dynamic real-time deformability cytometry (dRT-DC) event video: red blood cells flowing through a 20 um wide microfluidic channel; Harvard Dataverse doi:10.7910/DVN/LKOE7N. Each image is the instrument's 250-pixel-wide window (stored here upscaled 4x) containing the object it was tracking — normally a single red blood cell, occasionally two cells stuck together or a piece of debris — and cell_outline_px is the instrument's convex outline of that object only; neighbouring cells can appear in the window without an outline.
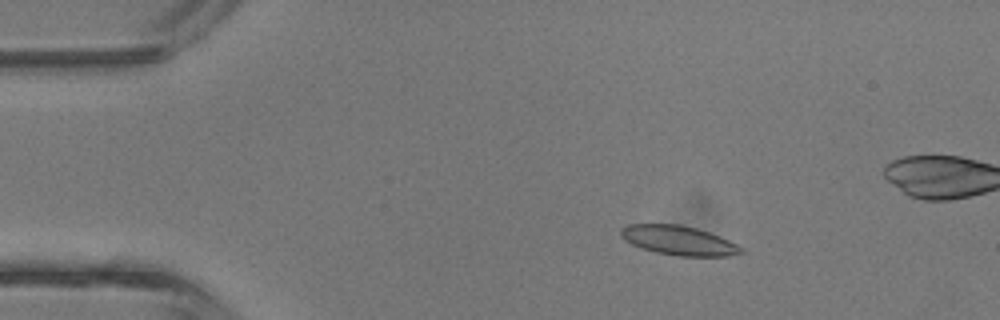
{"species": "common noctule bat (a hibernating species)", "species_latin": "Nyctalus noctula", "temperature_condition": "room temperature", "stored_images_in_passage": 14, "camera_frame_rate_fps": 3000, "um_per_image_px": 0.085, "animal": {"sex": "male", "body_mass_g": 13.3}, "frame": {"image": 1, "passage_image": 8, "time_ms": 2.333, "image_size_px": [1000, 320], "cell_outline_px": [[744, 252], [728, 256], [676, 256], [656, 252], [640, 248], [624, 240], [620, 236], [620, 228], [628, 224], [680, 224], [696, 228], [720, 236], [744, 248]], "centroid_in_image_um": [57.66, 20.43], "position_along_channel_um": 27.3, "area_um2": 20.69}}